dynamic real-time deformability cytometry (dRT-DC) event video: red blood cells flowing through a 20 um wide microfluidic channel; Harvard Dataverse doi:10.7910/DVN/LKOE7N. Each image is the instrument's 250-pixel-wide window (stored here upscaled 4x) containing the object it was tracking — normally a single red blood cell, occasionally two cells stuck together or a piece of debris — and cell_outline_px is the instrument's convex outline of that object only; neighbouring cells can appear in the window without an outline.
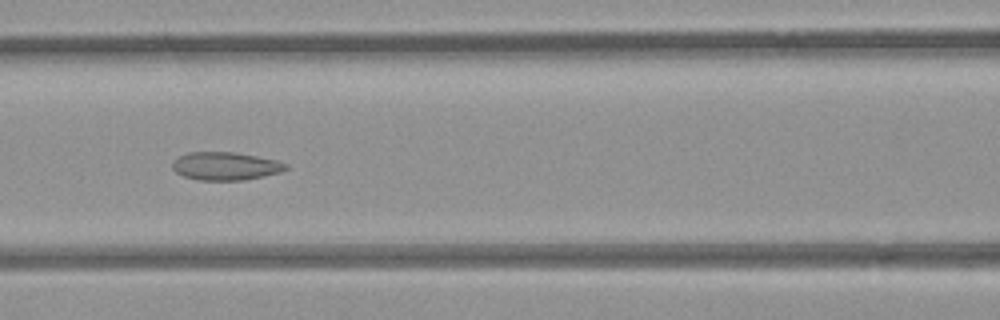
{"species": "common noctule bat (a hibernating species)", "species_latin": "Nyctalus noctula", "temperature_condition": "room temperature", "stored_images_in_passage": 46, "camera_frame_rate_fps": 3000, "um_per_image_px": 0.085, "animal": {"sex": "female", "body_mass_g": 21.9}, "frame": {"image": 1, "passage_image": 16, "time_ms": 5.0, "image_size_px": [1000, 320], "cell_outline_px": [[288, 168], [280, 172], [264, 176], [244, 180], [200, 180], [184, 176], [176, 172], [172, 168], [172, 164], [180, 156], [188, 152], [232, 152], [256, 156], [276, 160], [288, 164]], "centroid_in_image_um": [19.18, 14.12], "position_along_channel_um": 147.4, "area_um2": 18.38}}
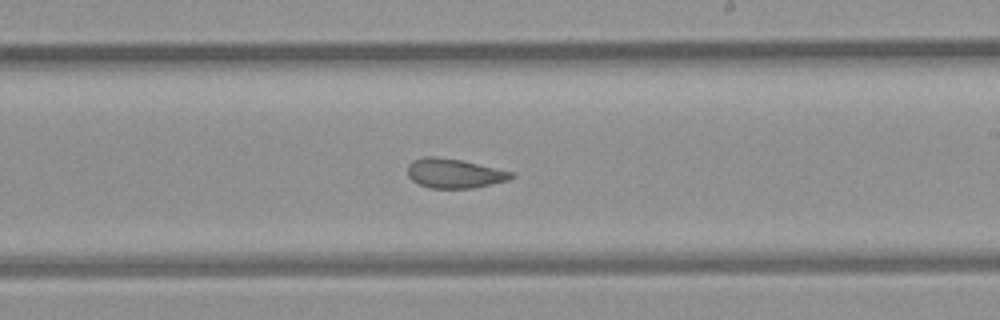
{"frame": {"image": 2, "passage_image": 24, "time_ms": 7.667, "image_size_px": [1000, 320], "cell_outline_px": [[516, 176], [508, 180], [492, 184], [472, 188], [428, 188], [412, 180], [408, 176], [408, 164], [412, 160], [424, 156], [436, 156], [460, 160], [516, 172]], "centroid_in_image_um": [38.63, 14.73], "position_along_channel_um": 250.4, "area_um2": 17.92}}
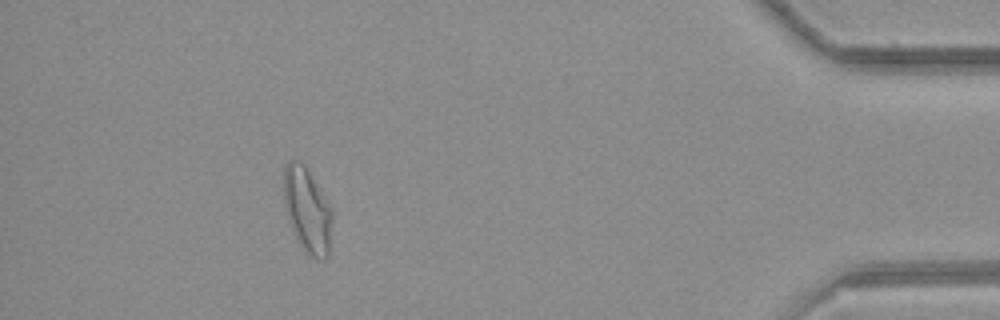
{"frame": {"image": 3, "passage_image": 41, "time_ms": 13.333, "image_size_px": [1000, 320], "cell_outline_px": [[332, 220], [328, 256], [324, 260], [320, 260], [312, 256], [300, 244], [292, 228], [288, 216], [284, 200], [284, 168], [288, 160], [300, 160], [304, 164], [332, 208]], "centroid_in_image_um": [26.13, 17.83], "position_along_channel_um": 409.1, "area_um2": 23.58}, "authors_computed_cell_mechanics": {"area_um2": 19.8832, "velocity_mm_per_s": 3.8662, "shape_relaxation_time_tau1_ms": null, "shape_relaxation_time_tau2_ms": 2.4468, "deformation_change_tau1": null, "deformation_change_tau2": 0.0872}}